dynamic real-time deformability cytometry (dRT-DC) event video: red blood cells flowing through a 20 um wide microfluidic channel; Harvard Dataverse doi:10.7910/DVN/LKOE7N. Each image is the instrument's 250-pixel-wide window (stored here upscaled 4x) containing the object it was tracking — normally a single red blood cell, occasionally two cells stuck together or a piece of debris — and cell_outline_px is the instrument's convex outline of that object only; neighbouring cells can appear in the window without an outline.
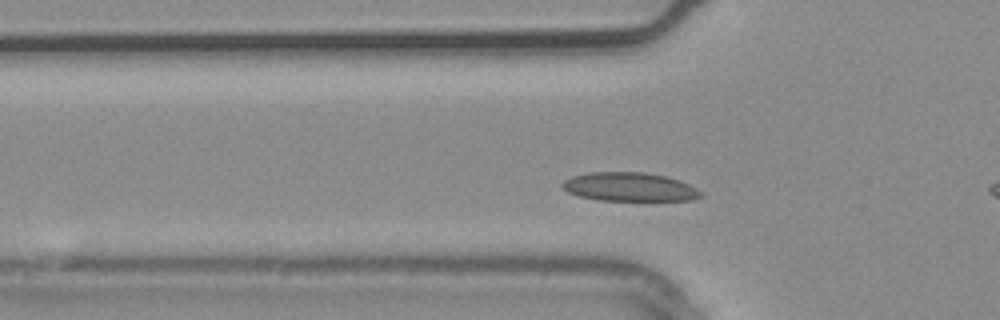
{"species": "common noctule bat (a hibernating species)", "species_latin": "Nyctalus noctula", "temperature_condition": "warm", "stored_images_in_passage": 3, "camera_frame_rate_fps": 3000, "um_per_image_px": 0.085, "animal": {"sex": "male", "body_mass_g": 20.4}, "frame": {"image": 1, "passage_image": 2, "time_ms": 0.333, "image_size_px": [1000, 320], "cell_outline_px": [[704, 196], [692, 200], [600, 200], [580, 196], [568, 192], [560, 188], [560, 184], [564, 180], [572, 176], [588, 172], [644, 172], [668, 176], [688, 184], [704, 192]], "centroid_in_image_um": [53.51, 15.88], "position_along_channel_um": 72.3, "area_um2": 23.35}}